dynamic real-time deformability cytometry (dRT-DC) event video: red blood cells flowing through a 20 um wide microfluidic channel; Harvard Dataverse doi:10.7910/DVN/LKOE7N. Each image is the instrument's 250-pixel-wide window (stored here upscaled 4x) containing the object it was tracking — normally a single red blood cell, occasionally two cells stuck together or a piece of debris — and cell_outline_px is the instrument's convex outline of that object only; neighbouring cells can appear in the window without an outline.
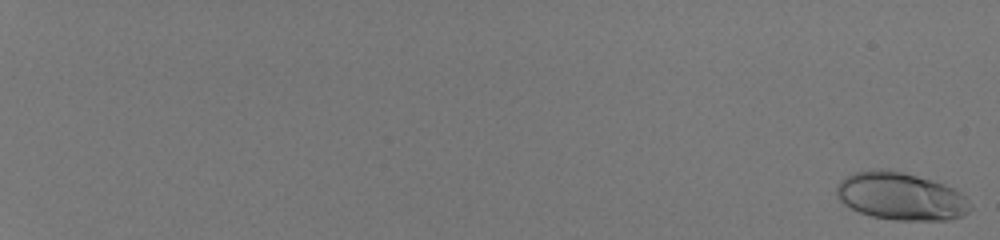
{"species": "human", "species_latin": "Homo sapiens", "temperature_condition": "room temperature", "stored_images_in_passage": 56, "camera_frame_rate_fps": 3000, "um_per_image_px": 0.085, "donor": {"sex": "male"}, "frame": {"image": 1, "passage_image": 1, "time_ms": 0.0, "image_size_px": [1000, 240], "cell_outline_px": [[972, 208], [968, 212], [960, 216], [944, 220], [896, 220], [872, 216], [860, 212], [844, 204], [840, 200], [836, 192], [836, 184], [844, 176], [856, 172], [872, 168], [888, 168], [944, 184], [960, 192], [964, 196]], "centroid_in_image_um": [76.52, 16.66], "position_along_channel_um": 8.5, "area_um2": 37.05}}
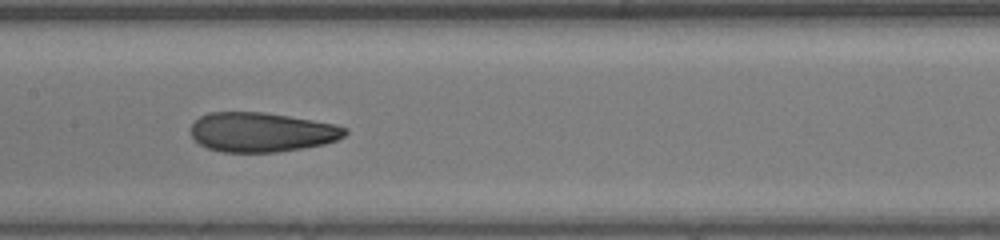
{"frame": {"image": 2, "passage_image": 35, "time_ms": 11.333, "image_size_px": [1000, 240], "cell_outline_px": [[348, 132], [344, 136], [336, 140], [324, 144], [276, 152], [224, 152], [208, 148], [200, 144], [192, 136], [192, 124], [200, 116], [208, 112], [264, 112], [336, 124], [348, 128]], "centroid_in_image_um": [22.25, 11.23], "position_along_channel_um": 185.1, "area_um2": 35.32}}
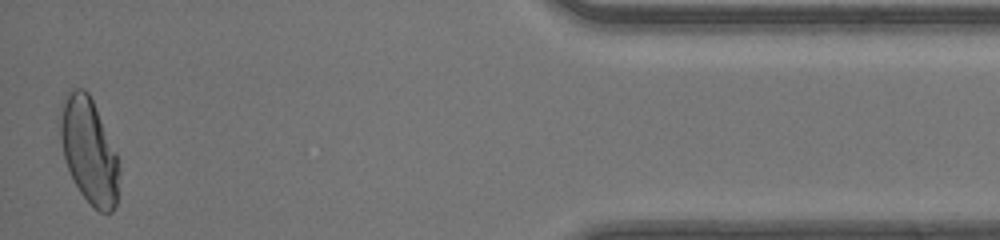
{"frame": {"image": 3, "passage_image": 56, "time_ms": 18.333, "image_size_px": [1000, 240], "cell_outline_px": [[120, 172], [116, 204], [112, 212], [100, 212], [80, 192], [72, 180], [64, 156], [60, 136], [60, 100], [72, 88], [84, 88], [88, 92], [92, 100], [116, 152]], "centroid_in_image_um": [7.55, 12.79], "position_along_channel_um": 427.7, "area_um2": 36.01}, "authors_computed_cell_mechanics": {"area_um2": 35.4025, "velocity_mm_per_s": 4.1671, "shape_relaxation_time_tau1_ms": 5.4912, "shape_relaxation_time_tau2_ms": 0.9451, "deformation_change_tau1": 0.2009, "deformation_change_tau2": 0.0667}}